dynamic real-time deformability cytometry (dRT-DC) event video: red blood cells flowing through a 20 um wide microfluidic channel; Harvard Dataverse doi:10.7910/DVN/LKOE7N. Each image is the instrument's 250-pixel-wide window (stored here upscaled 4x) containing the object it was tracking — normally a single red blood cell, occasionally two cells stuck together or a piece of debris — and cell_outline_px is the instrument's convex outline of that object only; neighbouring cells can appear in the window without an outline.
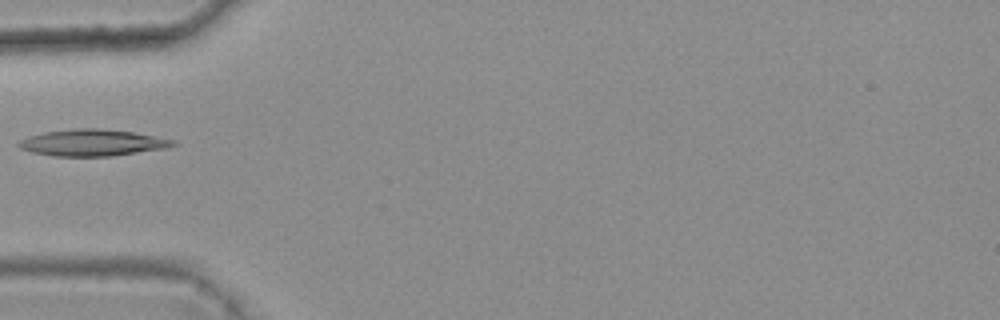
{"species": "common noctule bat (a hibernating species)", "species_latin": "Nyctalus noctula", "temperature_condition": "warm", "stored_images_in_passage": 3, "camera_frame_rate_fps": 3000, "um_per_image_px": 0.085, "animal": {"sex": "female", "body_mass_g": 25.1}, "frame": {"image": 1, "passage_image": 3, "time_ms": 0.667, "image_size_px": [1000, 320], "cell_outline_px": [[180, 144], [168, 148], [112, 156], [52, 156], [32, 152], [20, 148], [16, 144], [20, 140], [28, 136], [44, 132], [76, 128], [100, 128], [132, 132], [176, 140]], "centroid_in_image_um": [7.88, 12.13], "position_along_channel_um": 77.1, "area_um2": 24.04}}